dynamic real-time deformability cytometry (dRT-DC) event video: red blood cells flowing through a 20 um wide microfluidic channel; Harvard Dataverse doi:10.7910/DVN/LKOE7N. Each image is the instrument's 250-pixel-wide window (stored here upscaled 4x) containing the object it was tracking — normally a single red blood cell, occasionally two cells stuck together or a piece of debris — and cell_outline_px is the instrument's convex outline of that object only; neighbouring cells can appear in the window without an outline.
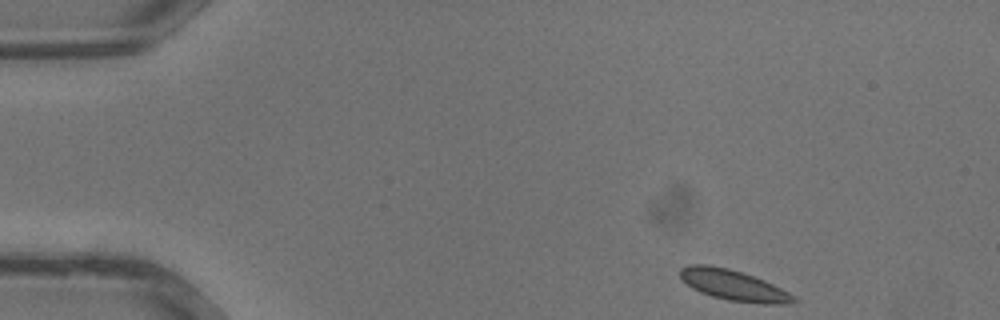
{"species": "common noctule bat (a hibernating species)", "species_latin": "Nyctalus noctula", "temperature_condition": "warm", "stored_images_in_passage": 32, "camera_frame_rate_fps": 3000, "um_per_image_px": 0.085, "animal": {"sex": "male", "body_mass_g": 13.3}, "frame": {"image": 1, "passage_image": 1, "time_ms": 0.0, "image_size_px": [1000, 320], "cell_outline_px": [[800, 300], [788, 304], [764, 304], [728, 300], [712, 296], [700, 292], [692, 288], [680, 276], [680, 268], [692, 264], [708, 264], [728, 268], [764, 280], [796, 296]], "centroid_in_image_um": [62.37, 24.25], "position_along_channel_um": 22.6, "area_um2": 20.11}}
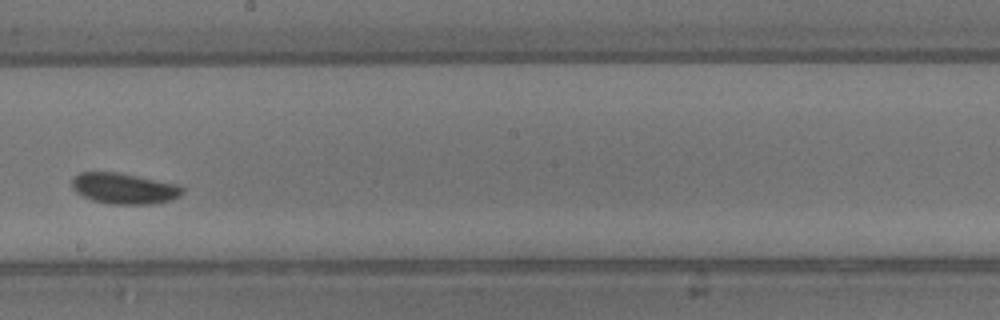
{"frame": {"image": 2, "passage_image": 17, "time_ms": 5.333, "image_size_px": [1000, 320], "cell_outline_px": [[184, 192], [180, 196], [172, 200], [148, 204], [108, 204], [92, 200], [76, 192], [72, 188], [72, 176], [80, 172], [116, 172], [180, 184], [184, 188]], "centroid_in_image_um": [10.56, 16.01], "position_along_channel_um": 237.6, "area_um2": 20.06}}
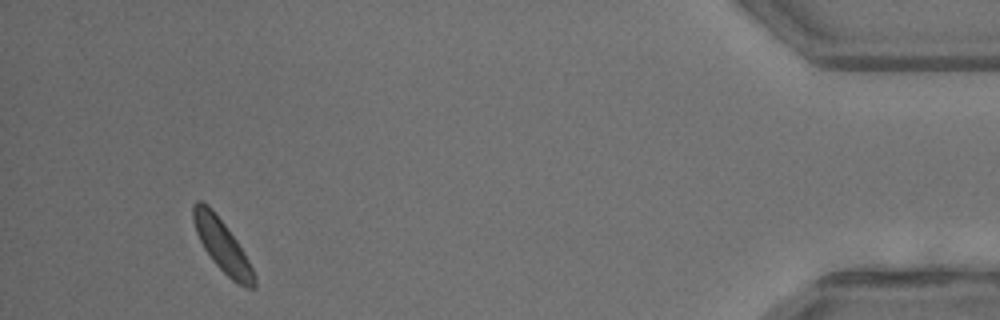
{"frame": {"image": 3, "passage_image": 30, "time_ms": 9.667, "image_size_px": [1000, 320], "cell_outline_px": [[256, 288], [248, 288], [232, 280], [212, 260], [204, 248], [196, 232], [192, 216], [192, 204], [196, 200], [200, 200], [208, 204], [212, 208], [236, 240], [244, 252], [256, 276]], "centroid_in_image_um": [18.88, 20.85], "position_along_channel_um": 416.3, "area_um2": 18.32}}